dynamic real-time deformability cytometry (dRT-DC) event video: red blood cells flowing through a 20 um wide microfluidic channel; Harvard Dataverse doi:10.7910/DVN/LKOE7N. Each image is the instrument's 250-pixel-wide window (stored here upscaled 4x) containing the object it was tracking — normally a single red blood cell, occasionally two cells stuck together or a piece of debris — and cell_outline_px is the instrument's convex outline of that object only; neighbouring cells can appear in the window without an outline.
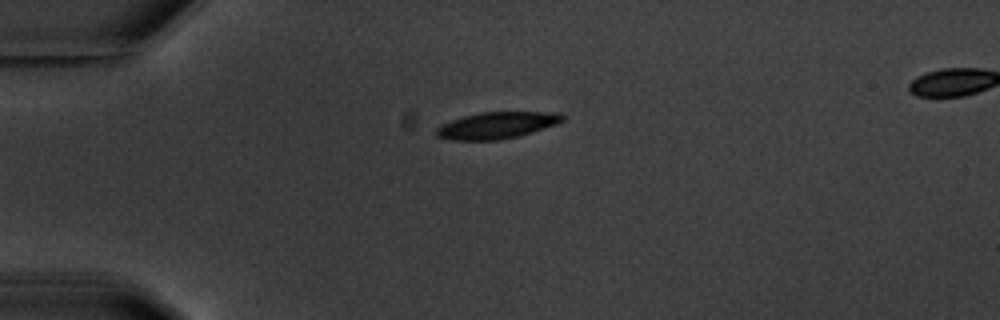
{"species": "common noctule bat (a hibernating species)", "species_latin": "Nyctalus noctula", "temperature_condition": "warm", "stored_images_in_passage": 5, "camera_frame_rate_fps": 3000, "um_per_image_px": 0.085, "animal": {"sex": "male", "body_mass_g": 20.1, "forearm_length_mm": 53.5}, "frame": {"image": 1, "passage_image": 5, "time_ms": 5.333, "image_size_px": [1000, 320], "cell_outline_px": [[564, 120], [556, 124], [532, 132], [500, 140], [452, 140], [436, 136], [436, 128], [452, 120], [464, 116], [480, 112], [560, 112], [564, 116]], "centroid_in_image_um": [42.24, 10.65], "position_along_channel_um": 42.8, "area_um2": 19.42}}